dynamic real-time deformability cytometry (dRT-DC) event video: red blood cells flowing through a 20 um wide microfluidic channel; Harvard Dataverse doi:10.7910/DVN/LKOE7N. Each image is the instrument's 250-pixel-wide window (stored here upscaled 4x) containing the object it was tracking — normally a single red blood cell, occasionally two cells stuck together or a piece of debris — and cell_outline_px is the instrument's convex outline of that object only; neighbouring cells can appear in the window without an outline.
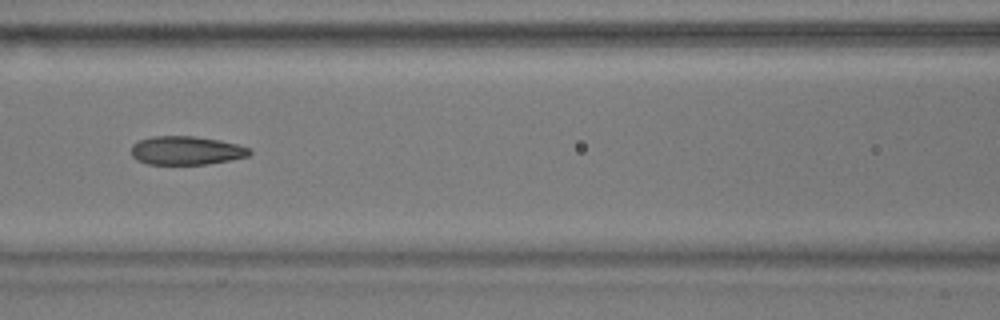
{"species": "common noctule bat (a hibernating species)", "species_latin": "Nyctalus noctula", "temperature_condition": "warm", "stored_images_in_passage": 54, "camera_frame_rate_fps": 3000, "um_per_image_px": 0.085, "animal": {"sex": "male", "body_mass_g": 17.9}, "frame": {"image": 1, "passage_image": 22, "time_ms": 7.0, "image_size_px": [1000, 320], "cell_outline_px": [[252, 152], [248, 156], [208, 164], [148, 164], [136, 160], [132, 156], [132, 144], [140, 140], [152, 136], [192, 136], [220, 140], [236, 144], [248, 148]], "centroid_in_image_um": [15.8, 12.79], "position_along_channel_um": 150.8, "area_um2": 19.59}}
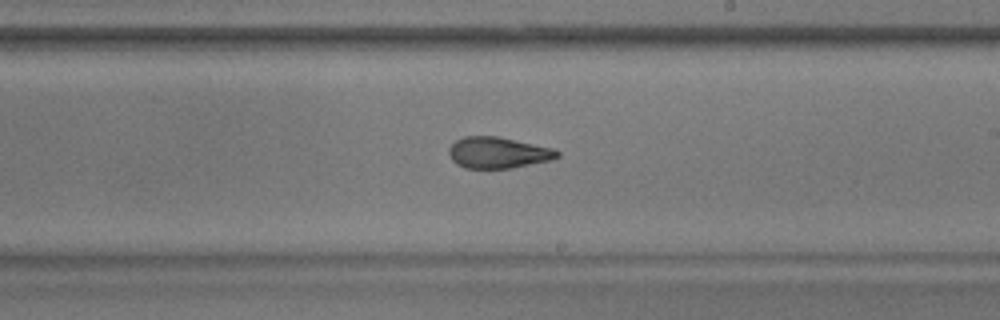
{"frame": {"image": 2, "passage_image": 30, "time_ms": 9.667, "image_size_px": [1000, 320], "cell_outline_px": [[560, 156], [552, 160], [512, 168], [464, 168], [456, 164], [452, 160], [448, 152], [448, 148], [456, 140], [464, 136], [496, 136], [552, 148], [560, 152]], "centroid_in_image_um": [42.32, 12.98], "position_along_channel_um": 246.7, "area_um2": 19.71}}
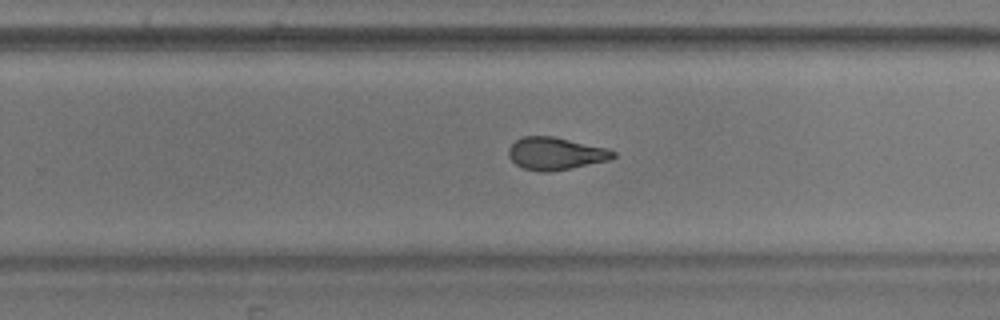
{"frame": {"image": 3, "passage_image": 33, "time_ms": 10.667, "image_size_px": [1000, 320], "cell_outline_px": [[616, 156], [608, 160], [572, 168], [548, 172], [540, 172], [524, 168], [516, 164], [508, 156], [508, 148], [516, 140], [524, 136], [556, 136], [608, 148], [616, 152]], "centroid_in_image_um": [47.24, 13.04], "position_along_channel_um": 282.6, "area_um2": 19.94}, "authors_computed_cell_mechanics": {"area_um2": 20.6635, "velocity_mm_per_s": 3.6056, "shape_relaxation_time_tau1_ms": null, "shape_relaxation_time_tau2_ms": 1.9216, "deformation_change_tau1": null, "deformation_change_tau2": 0.0905}}